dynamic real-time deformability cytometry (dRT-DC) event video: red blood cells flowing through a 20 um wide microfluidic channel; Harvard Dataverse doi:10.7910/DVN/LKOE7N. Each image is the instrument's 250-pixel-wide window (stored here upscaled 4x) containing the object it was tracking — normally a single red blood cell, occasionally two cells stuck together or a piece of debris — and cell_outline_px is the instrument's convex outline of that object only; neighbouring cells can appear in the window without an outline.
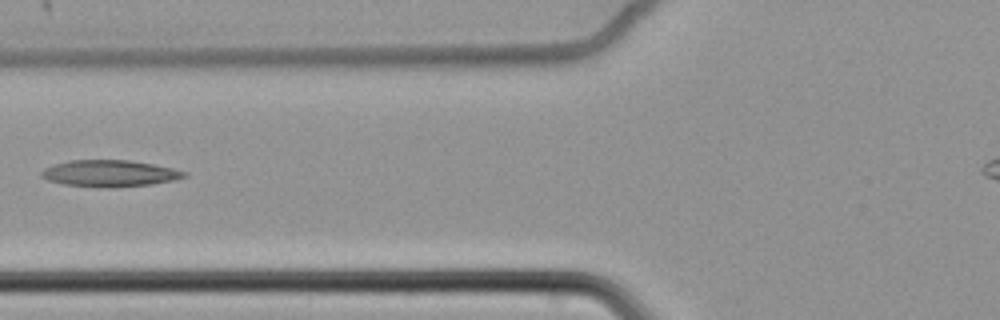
{"species": "common noctule bat (a hibernating species)", "species_latin": "Nyctalus noctula", "temperature_condition": "cold", "stored_images_in_passage": 5, "camera_frame_rate_fps": 3000, "um_per_image_px": 0.085, "animal": {"sex": "female", "body_mass_g": 22.7, "forearm_length_mm": 54.2}, "frame": {"image": 1, "passage_image": 5, "time_ms": 1.333, "image_size_px": [1000, 320], "cell_outline_px": [[584, 272], [564, 280], [448, 280], [440, 268], [560, 268]], "centroid_in_image_um": [43.25, 23.28], "position_along_channel_um": 82.6, "area_um2": 11.21}}